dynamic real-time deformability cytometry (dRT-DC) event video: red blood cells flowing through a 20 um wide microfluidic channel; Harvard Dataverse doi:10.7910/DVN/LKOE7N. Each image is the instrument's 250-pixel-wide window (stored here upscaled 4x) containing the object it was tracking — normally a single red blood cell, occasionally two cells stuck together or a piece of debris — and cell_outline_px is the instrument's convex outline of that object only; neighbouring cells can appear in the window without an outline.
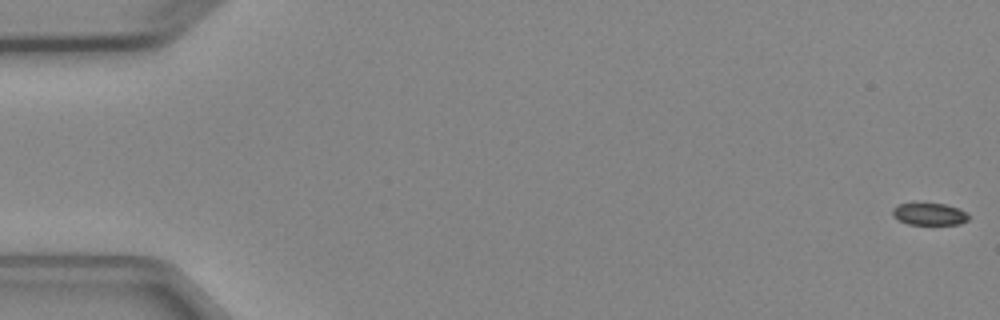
{"species": "Egyptian fruit bat (a non-hibernating species)", "species_latin": "Rousettus aegyptiacus", "temperature_condition": "cold", "stored_images_in_passage": 6, "camera_frame_rate_fps": 3000, "um_per_image_px": 0.085, "animal": {"sex": "female"}, "frame": {"image": 1, "passage_image": 1, "time_ms": 0.0, "image_size_px": [1000, 320], "cell_outline_px": [[968, 220], [960, 224], [908, 224], [892, 216], [892, 208], [896, 204], [916, 200], [944, 204], [960, 208], [968, 212]], "centroid_in_image_um": [78.95, 18.13], "position_along_channel_um": 6.1, "area_um2": 10.46}}
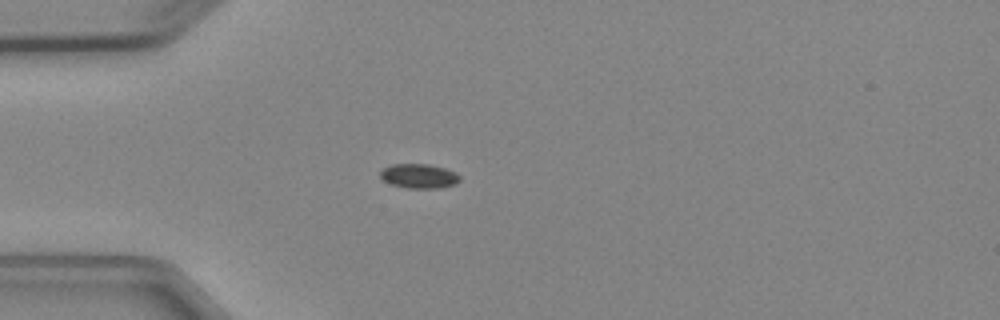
{"frame": {"image": 2, "passage_image": 5, "time_ms": 4.667, "image_size_px": [1000, 320], "cell_outline_px": [[460, 180], [456, 184], [440, 188], [408, 188], [392, 184], [384, 180], [380, 176], [380, 172], [384, 168], [392, 164], [428, 164], [444, 168], [456, 172], [460, 176]], "centroid_in_image_um": [35.65, 14.96], "position_along_channel_um": 49.4, "area_um2": 11.27}}